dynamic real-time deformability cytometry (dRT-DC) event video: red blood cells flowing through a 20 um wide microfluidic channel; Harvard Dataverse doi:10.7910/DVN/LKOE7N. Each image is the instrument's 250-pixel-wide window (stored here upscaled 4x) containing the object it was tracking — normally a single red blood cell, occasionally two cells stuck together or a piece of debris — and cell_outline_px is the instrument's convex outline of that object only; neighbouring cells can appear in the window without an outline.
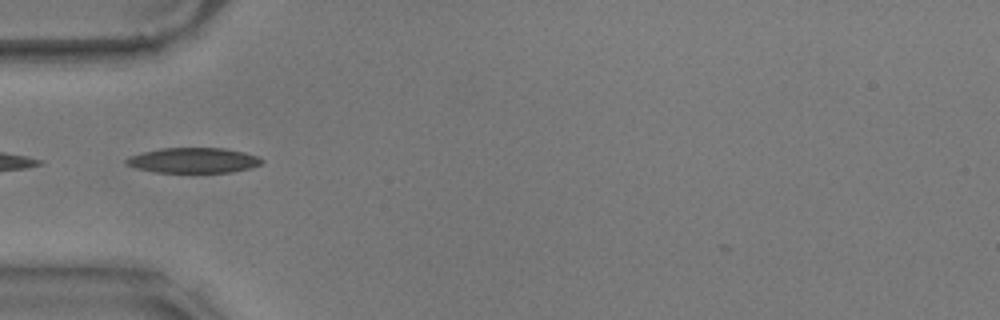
{"species": "common noctule bat (a hibernating species)", "species_latin": "Nyctalus noctula", "temperature_condition": "warm", "stored_images_in_passage": 36, "camera_frame_rate_fps": 3000, "um_per_image_px": 0.085, "animal": {"sex": "male", "body_mass_g": 17.9}, "frame": {"image": 1, "passage_image": 1, "time_ms": 0.0, "image_size_px": [1000, 320], "cell_outline_px": [[264, 160], [260, 164], [252, 168], [232, 172], [156, 172], [136, 168], [124, 164], [124, 160], [128, 156], [160, 148], [224, 148], [244, 152], [256, 156]], "centroid_in_image_um": [16.42, 13.63], "position_along_channel_um": 68.6, "area_um2": 19.94}}
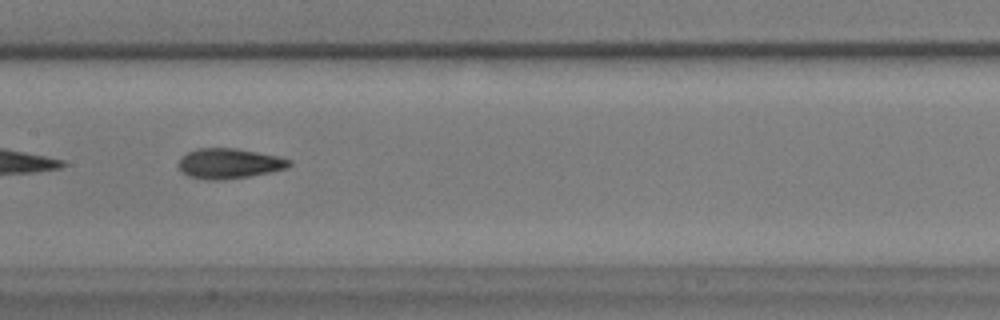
{"frame": {"image": 2, "passage_image": 11, "time_ms": 3.333, "image_size_px": [1000, 320], "cell_outline_px": [[292, 164], [288, 168], [248, 176], [224, 180], [208, 180], [188, 176], [180, 172], [176, 164], [180, 156], [196, 148], [236, 148], [276, 156], [292, 160]], "centroid_in_image_um": [19.4, 13.9], "position_along_channel_um": 188.0, "area_um2": 19.65}}